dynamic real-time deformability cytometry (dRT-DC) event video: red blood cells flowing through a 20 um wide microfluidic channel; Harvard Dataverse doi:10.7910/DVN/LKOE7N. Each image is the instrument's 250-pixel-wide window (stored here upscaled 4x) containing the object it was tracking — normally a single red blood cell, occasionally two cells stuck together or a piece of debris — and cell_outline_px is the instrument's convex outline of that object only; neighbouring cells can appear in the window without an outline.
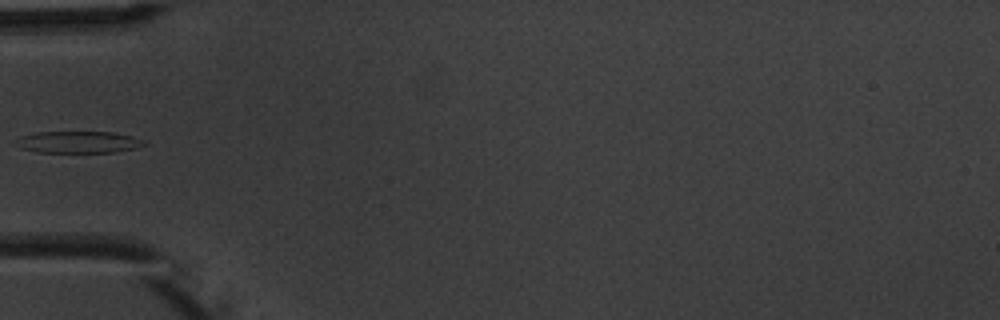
{"species": "common noctule bat (a hibernating species)", "species_latin": "Nyctalus noctula", "temperature_condition": "warm", "stored_images_in_passage": 5, "camera_frame_rate_fps": 3000, "um_per_image_px": 0.085, "animal": {"sex": "male", "body_mass_g": 20.1, "forearm_length_mm": 53.5}, "frame": {"image": 1, "passage_image": 4, "time_ms": 4.333, "image_size_px": [1000, 320], "cell_outline_px": [[148, 144], [136, 148], [112, 152], [36, 152], [20, 148], [12, 144], [12, 140], [20, 136], [36, 132], [112, 132], [132, 136], [144, 140]], "centroid_in_image_um": [6.58, 12.07], "position_along_channel_um": 78.4, "area_um2": 16.53}}
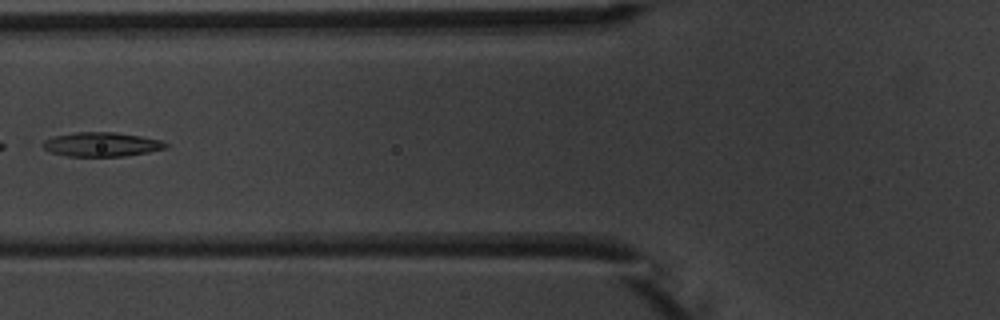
{"frame": {"image": 2, "passage_image": 5, "time_ms": 5.333, "image_size_px": [1000, 320], "cell_outline_px": [[168, 148], [148, 152], [124, 156], [68, 156], [52, 152], [44, 148], [40, 144], [44, 140], [52, 136], [76, 132], [112, 132], [140, 136], [160, 140], [168, 144]], "centroid_in_image_um": [8.62, 12.27], "position_along_channel_um": 117.2, "area_um2": 17.28}}